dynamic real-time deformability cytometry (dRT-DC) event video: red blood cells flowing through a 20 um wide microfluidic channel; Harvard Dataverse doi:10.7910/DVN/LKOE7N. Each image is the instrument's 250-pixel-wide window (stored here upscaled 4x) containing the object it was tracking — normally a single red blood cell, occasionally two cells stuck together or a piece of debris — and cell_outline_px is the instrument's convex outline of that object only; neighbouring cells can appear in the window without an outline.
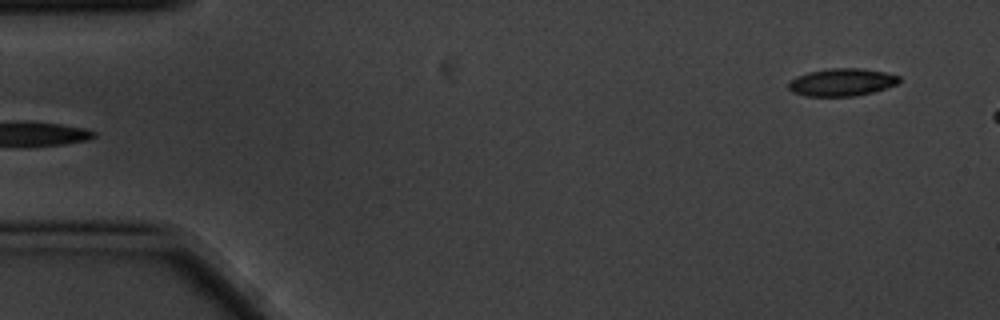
{"species": "common noctule bat (a hibernating species)", "species_latin": "Nyctalus noctula", "temperature_condition": "cold", "stored_images_in_passage": 6, "segment_of_instrument_passage": [2, 2], "camera_frame_rate_fps": 3000, "um_per_image_px": 0.085, "animal": {"sex": "male", "body_mass_g": 20.1, "forearm_length_mm": 53.5}, "frame": {"image": 1, "passage_image": 6, "time_ms": 1.667, "image_size_px": [1000, 320], "cell_outline_px": [[900, 80], [896, 84], [872, 92], [852, 96], [804, 96], [792, 92], [788, 88], [788, 80], [796, 76], [808, 72], [828, 68], [860, 68], [884, 72], [900, 76]], "centroid_in_image_um": [71.49, 6.98], "position_along_channel_um": 13.5, "area_um2": 17.8}}